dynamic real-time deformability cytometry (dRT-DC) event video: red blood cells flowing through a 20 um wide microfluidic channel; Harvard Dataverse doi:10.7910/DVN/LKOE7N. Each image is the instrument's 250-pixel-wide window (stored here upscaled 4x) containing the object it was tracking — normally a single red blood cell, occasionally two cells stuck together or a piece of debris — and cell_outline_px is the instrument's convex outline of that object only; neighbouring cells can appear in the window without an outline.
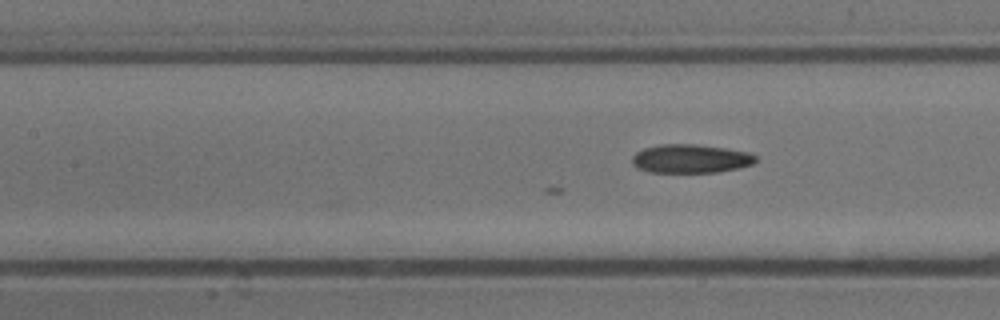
{"species": "common noctule bat (a hibernating species)", "species_latin": "Nyctalus noctula", "temperature_condition": "cold", "stored_images_in_passage": 32, "camera_frame_rate_fps": 3000, "um_per_image_px": 0.085, "animal": {"sex": "male", "body_mass_g": 13.3}, "frame": {"image": 1, "passage_image": 9, "time_ms": 2.667, "image_size_px": [1000, 320], "cell_outline_px": [[756, 160], [752, 164], [740, 168], [716, 172], [648, 172], [632, 164], [632, 156], [636, 152], [644, 148], [660, 144], [696, 144], [724, 148], [748, 152], [756, 156]], "centroid_in_image_um": [58.69, 13.48], "position_along_channel_um": 148.7, "area_um2": 20.58}}
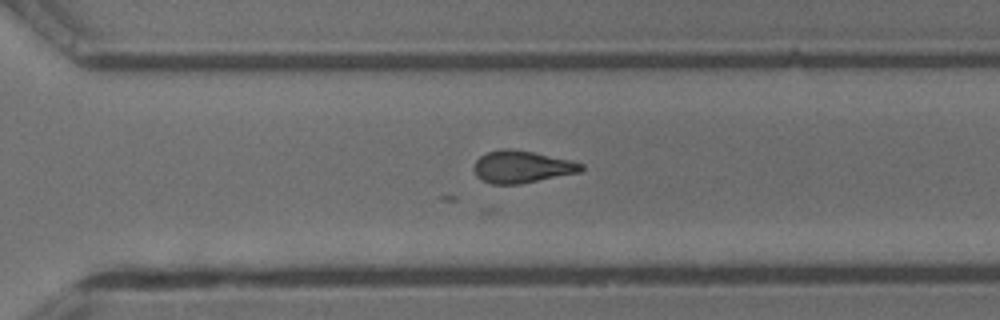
{"frame": {"image": 2, "passage_image": 23, "time_ms": 7.333, "image_size_px": [1000, 320], "cell_outline_px": [[584, 168], [580, 172], [520, 184], [492, 184], [480, 180], [476, 176], [472, 168], [476, 160], [480, 156], [488, 152], [504, 148], [508, 148], [532, 152], [568, 160], [584, 164]], "centroid_in_image_um": [44.3, 14.19], "position_along_channel_um": 326.3, "area_um2": 20.06}}
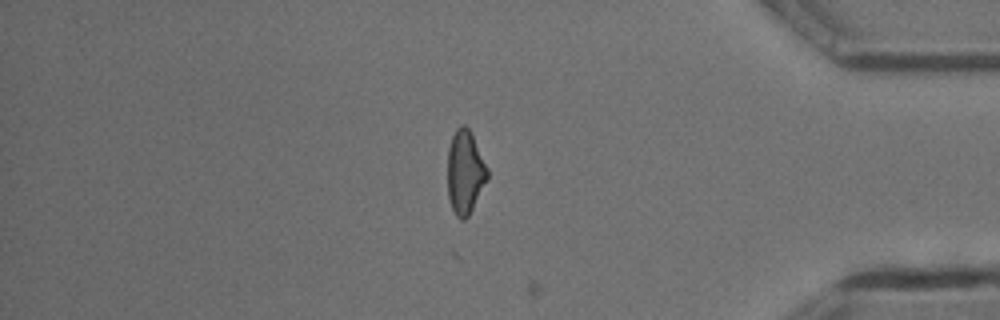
{"frame": {"image": 3, "passage_image": 31, "time_ms": 10.0, "image_size_px": [1000, 320], "cell_outline_px": [[488, 180], [468, 216], [464, 220], [460, 220], [456, 216], [452, 208], [448, 196], [448, 148], [452, 136], [456, 128], [460, 124], [464, 124], [472, 132], [488, 168]], "centroid_in_image_um": [39.54, 14.61], "position_along_channel_um": 395.7, "area_um2": 19.65}}